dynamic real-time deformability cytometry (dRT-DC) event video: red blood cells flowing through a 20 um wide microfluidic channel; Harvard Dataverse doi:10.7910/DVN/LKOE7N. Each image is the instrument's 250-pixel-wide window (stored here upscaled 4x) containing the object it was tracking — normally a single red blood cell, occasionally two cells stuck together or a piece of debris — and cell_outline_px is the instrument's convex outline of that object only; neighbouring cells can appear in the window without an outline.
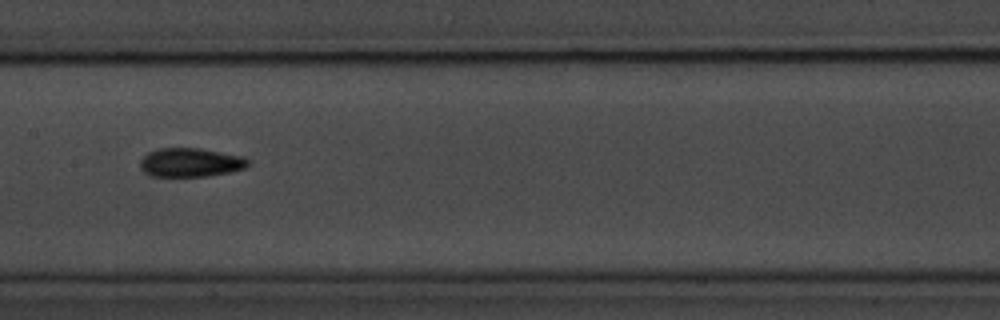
{"species": "common noctule bat (a hibernating species)", "species_latin": "Nyctalus noctula", "temperature_condition": "room temperature", "stored_images_in_passage": 36, "camera_frame_rate_fps": 3000, "um_per_image_px": 0.085, "animal": {"sex": "male", "body_mass_g": 20.1, "forearm_length_mm": 53.5}, "frame": {"image": 1, "passage_image": 11, "time_ms": 3.333, "image_size_px": [1000, 320], "cell_outline_px": [[248, 164], [244, 168], [228, 172], [204, 176], [152, 176], [144, 172], [140, 168], [140, 160], [148, 152], [156, 148], [200, 148], [244, 156], [248, 160]], "centroid_in_image_um": [16.16, 13.79], "position_along_channel_um": 191.2, "area_um2": 18.09}}